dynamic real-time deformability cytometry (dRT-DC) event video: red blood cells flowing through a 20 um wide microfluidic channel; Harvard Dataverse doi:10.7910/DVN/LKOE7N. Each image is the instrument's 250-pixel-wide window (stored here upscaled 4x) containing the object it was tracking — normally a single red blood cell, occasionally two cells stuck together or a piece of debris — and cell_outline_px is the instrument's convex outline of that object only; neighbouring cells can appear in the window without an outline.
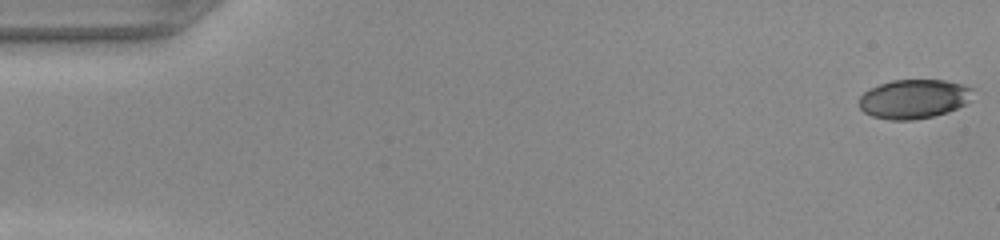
{"species": "common noctule bat (a hibernating species)", "species_latin": "Nyctalus noctula", "temperature_condition": "warm", "stored_images_in_passage": 50, "camera_frame_rate_fps": 3000, "um_per_image_px": 0.085, "animal": {"sex": "female", "body_mass_g": 22.0, "forearm_length_mm": 56.7}, "frame": {"image": 1, "passage_image": 1, "time_ms": 0.0, "image_size_px": [1000, 240], "cell_outline_px": [[972, 88], [964, 104], [948, 112], [932, 116], [912, 120], [888, 120], [872, 116], [864, 112], [860, 108], [860, 96], [868, 88], [892, 80], [944, 80], [964, 84]], "centroid_in_image_um": [77.62, 8.41], "position_along_channel_um": 7.4, "area_um2": 25.72}}
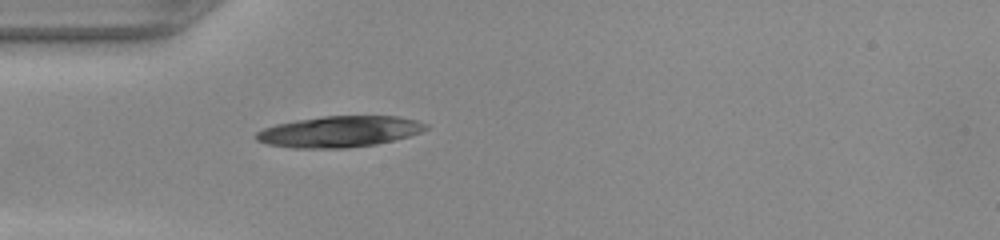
{"frame": {"image": 2, "passage_image": 15, "time_ms": 4.667, "image_size_px": [1000, 240], "cell_outline_px": [[428, 128], [420, 132], [408, 136], [376, 144], [348, 148], [292, 148], [268, 144], [256, 140], [256, 132], [264, 128], [276, 124], [296, 120], [324, 116], [400, 116], [416, 120], [428, 124]], "centroid_in_image_um": [28.85, 11.18], "position_along_channel_um": 56.2, "area_um2": 30.69}}